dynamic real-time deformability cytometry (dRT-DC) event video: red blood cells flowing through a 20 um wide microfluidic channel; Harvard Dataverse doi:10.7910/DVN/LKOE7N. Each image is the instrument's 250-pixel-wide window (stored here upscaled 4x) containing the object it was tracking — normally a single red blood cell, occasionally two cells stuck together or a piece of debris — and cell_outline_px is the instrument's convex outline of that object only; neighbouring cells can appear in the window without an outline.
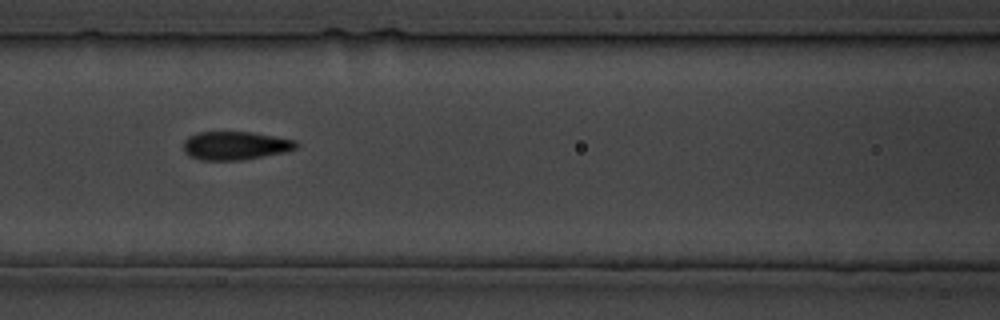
{"species": "common noctule bat (a hibernating species)", "species_latin": "Nyctalus noctula", "temperature_condition": "cold", "stored_images_in_passage": 26, "camera_frame_rate_fps": 3000, "um_per_image_px": 0.085, "animal": {"sex": "male", "body_mass_g": 19.5, "forearm_length_mm": 54.6}, "frame": {"image": 1, "passage_image": 8, "time_ms": 8.667, "image_size_px": [1000, 320], "cell_outline_px": [[300, 144], [296, 148], [284, 152], [240, 160], [200, 160], [188, 156], [184, 152], [184, 140], [188, 136], [200, 132], [248, 132], [296, 140]], "centroid_in_image_um": [19.97, 12.38], "position_along_channel_um": 146.6, "area_um2": 18.55}}
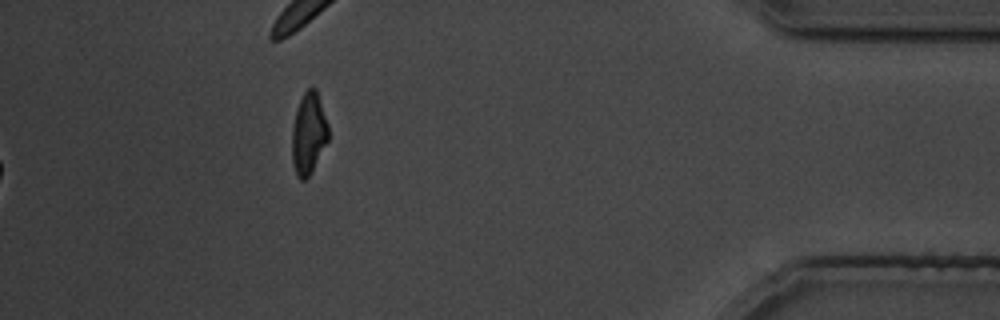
{"frame": {"image": 2, "passage_image": 26, "time_ms": 29.667, "image_size_px": [1000, 320], "cell_outline_px": [[328, 140], [312, 172], [304, 180], [300, 180], [296, 176], [292, 164], [292, 128], [296, 112], [300, 100], [304, 92], [312, 84], [316, 88], [328, 124]], "centroid_in_image_um": [26.23, 11.35], "position_along_channel_um": 409.0, "area_um2": 17.4}}